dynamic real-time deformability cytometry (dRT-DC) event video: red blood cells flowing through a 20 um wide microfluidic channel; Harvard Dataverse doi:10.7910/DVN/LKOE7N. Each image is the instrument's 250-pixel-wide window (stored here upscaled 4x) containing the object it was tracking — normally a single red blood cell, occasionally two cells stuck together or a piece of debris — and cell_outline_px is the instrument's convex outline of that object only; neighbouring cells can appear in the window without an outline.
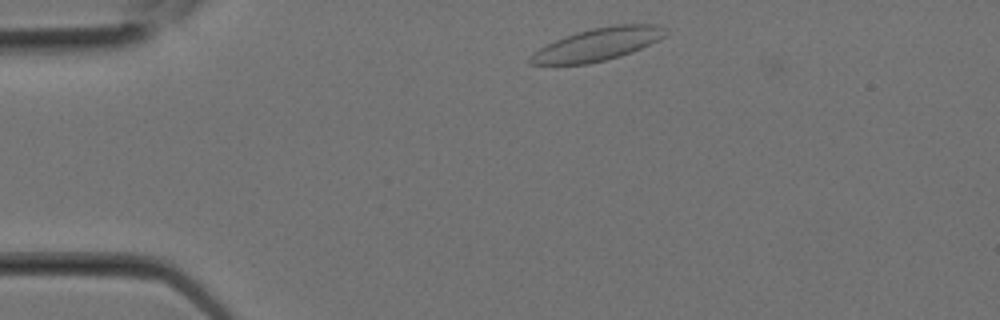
{"species": "Egyptian fruit bat (a non-hibernating species)", "species_latin": "Rousettus aegyptiacus", "temperature_condition": "room temperature", "stored_images_in_passage": 3, "camera_frame_rate_fps": 3000, "um_per_image_px": 0.085, "animal": {"sex": "female"}, "frame": {"image": 1, "passage_image": 3, "time_ms": 0.667, "image_size_px": [1000, 320], "cell_outline_px": [[668, 32], [660, 40], [632, 52], [620, 56], [588, 64], [528, 64], [528, 56], [540, 48], [564, 36], [576, 32], [592, 28], [616, 24], [656, 24], [664, 28]], "centroid_in_image_um": [50.82, 3.76], "position_along_channel_um": 34.2, "area_um2": 25.66}}